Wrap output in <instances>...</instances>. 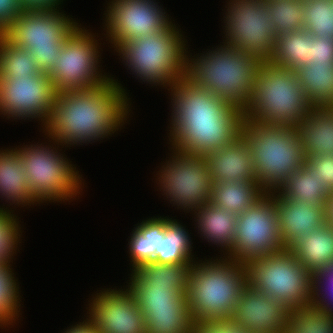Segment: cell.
Returning <instances> with one entry per match:
<instances>
[{
    "label": "cell",
    "mask_w": 333,
    "mask_h": 333,
    "mask_svg": "<svg viewBox=\"0 0 333 333\" xmlns=\"http://www.w3.org/2000/svg\"><path fill=\"white\" fill-rule=\"evenodd\" d=\"M223 257L191 265L187 302L195 325L231 320L248 285L247 266L225 253Z\"/></svg>",
    "instance_id": "obj_3"
},
{
    "label": "cell",
    "mask_w": 333,
    "mask_h": 333,
    "mask_svg": "<svg viewBox=\"0 0 333 333\" xmlns=\"http://www.w3.org/2000/svg\"><path fill=\"white\" fill-rule=\"evenodd\" d=\"M295 72L312 106H333V64L311 63Z\"/></svg>",
    "instance_id": "obj_29"
},
{
    "label": "cell",
    "mask_w": 333,
    "mask_h": 333,
    "mask_svg": "<svg viewBox=\"0 0 333 333\" xmlns=\"http://www.w3.org/2000/svg\"><path fill=\"white\" fill-rule=\"evenodd\" d=\"M265 193L257 182L213 183L209 203L238 216Z\"/></svg>",
    "instance_id": "obj_27"
},
{
    "label": "cell",
    "mask_w": 333,
    "mask_h": 333,
    "mask_svg": "<svg viewBox=\"0 0 333 333\" xmlns=\"http://www.w3.org/2000/svg\"><path fill=\"white\" fill-rule=\"evenodd\" d=\"M283 333H333V314L314 305L292 309Z\"/></svg>",
    "instance_id": "obj_33"
},
{
    "label": "cell",
    "mask_w": 333,
    "mask_h": 333,
    "mask_svg": "<svg viewBox=\"0 0 333 333\" xmlns=\"http://www.w3.org/2000/svg\"><path fill=\"white\" fill-rule=\"evenodd\" d=\"M10 263H0V327H8L20 315L19 285Z\"/></svg>",
    "instance_id": "obj_37"
},
{
    "label": "cell",
    "mask_w": 333,
    "mask_h": 333,
    "mask_svg": "<svg viewBox=\"0 0 333 333\" xmlns=\"http://www.w3.org/2000/svg\"><path fill=\"white\" fill-rule=\"evenodd\" d=\"M304 164L320 183L325 185L329 191H333V155L306 156Z\"/></svg>",
    "instance_id": "obj_41"
},
{
    "label": "cell",
    "mask_w": 333,
    "mask_h": 333,
    "mask_svg": "<svg viewBox=\"0 0 333 333\" xmlns=\"http://www.w3.org/2000/svg\"><path fill=\"white\" fill-rule=\"evenodd\" d=\"M57 93L44 72L27 77H0V114L8 119L38 118L43 124L50 115Z\"/></svg>",
    "instance_id": "obj_16"
},
{
    "label": "cell",
    "mask_w": 333,
    "mask_h": 333,
    "mask_svg": "<svg viewBox=\"0 0 333 333\" xmlns=\"http://www.w3.org/2000/svg\"><path fill=\"white\" fill-rule=\"evenodd\" d=\"M193 333H246L231 320L196 325Z\"/></svg>",
    "instance_id": "obj_44"
},
{
    "label": "cell",
    "mask_w": 333,
    "mask_h": 333,
    "mask_svg": "<svg viewBox=\"0 0 333 333\" xmlns=\"http://www.w3.org/2000/svg\"><path fill=\"white\" fill-rule=\"evenodd\" d=\"M41 145L31 144L17 148L31 194L39 204L44 201L46 203L76 199L73 197L79 196L83 184L79 171L63 154L58 153L55 147L52 148L53 145Z\"/></svg>",
    "instance_id": "obj_10"
},
{
    "label": "cell",
    "mask_w": 333,
    "mask_h": 333,
    "mask_svg": "<svg viewBox=\"0 0 333 333\" xmlns=\"http://www.w3.org/2000/svg\"><path fill=\"white\" fill-rule=\"evenodd\" d=\"M63 333H98L97 329L93 327L86 319L79 324L72 325Z\"/></svg>",
    "instance_id": "obj_47"
},
{
    "label": "cell",
    "mask_w": 333,
    "mask_h": 333,
    "mask_svg": "<svg viewBox=\"0 0 333 333\" xmlns=\"http://www.w3.org/2000/svg\"><path fill=\"white\" fill-rule=\"evenodd\" d=\"M145 322L146 333H193L196 326L188 305L183 310L150 312Z\"/></svg>",
    "instance_id": "obj_36"
},
{
    "label": "cell",
    "mask_w": 333,
    "mask_h": 333,
    "mask_svg": "<svg viewBox=\"0 0 333 333\" xmlns=\"http://www.w3.org/2000/svg\"><path fill=\"white\" fill-rule=\"evenodd\" d=\"M321 292H323V293H321ZM332 303H333V263L331 265L325 267L323 270H320L314 276L313 305L324 310L325 312H330L331 314H333V310H332L333 304Z\"/></svg>",
    "instance_id": "obj_40"
},
{
    "label": "cell",
    "mask_w": 333,
    "mask_h": 333,
    "mask_svg": "<svg viewBox=\"0 0 333 333\" xmlns=\"http://www.w3.org/2000/svg\"><path fill=\"white\" fill-rule=\"evenodd\" d=\"M96 294L86 320L98 333H146L145 317L127 287L125 291L109 288Z\"/></svg>",
    "instance_id": "obj_17"
},
{
    "label": "cell",
    "mask_w": 333,
    "mask_h": 333,
    "mask_svg": "<svg viewBox=\"0 0 333 333\" xmlns=\"http://www.w3.org/2000/svg\"><path fill=\"white\" fill-rule=\"evenodd\" d=\"M291 309L247 285L231 321L246 333H283Z\"/></svg>",
    "instance_id": "obj_18"
},
{
    "label": "cell",
    "mask_w": 333,
    "mask_h": 333,
    "mask_svg": "<svg viewBox=\"0 0 333 333\" xmlns=\"http://www.w3.org/2000/svg\"><path fill=\"white\" fill-rule=\"evenodd\" d=\"M23 9H57L63 0H19Z\"/></svg>",
    "instance_id": "obj_45"
},
{
    "label": "cell",
    "mask_w": 333,
    "mask_h": 333,
    "mask_svg": "<svg viewBox=\"0 0 333 333\" xmlns=\"http://www.w3.org/2000/svg\"><path fill=\"white\" fill-rule=\"evenodd\" d=\"M0 197L17 206H31L37 202L31 194L17 147L0 150Z\"/></svg>",
    "instance_id": "obj_22"
},
{
    "label": "cell",
    "mask_w": 333,
    "mask_h": 333,
    "mask_svg": "<svg viewBox=\"0 0 333 333\" xmlns=\"http://www.w3.org/2000/svg\"><path fill=\"white\" fill-rule=\"evenodd\" d=\"M296 129L306 156L333 155V106H313Z\"/></svg>",
    "instance_id": "obj_21"
},
{
    "label": "cell",
    "mask_w": 333,
    "mask_h": 333,
    "mask_svg": "<svg viewBox=\"0 0 333 333\" xmlns=\"http://www.w3.org/2000/svg\"><path fill=\"white\" fill-rule=\"evenodd\" d=\"M324 224L333 228V191H330L323 206Z\"/></svg>",
    "instance_id": "obj_46"
},
{
    "label": "cell",
    "mask_w": 333,
    "mask_h": 333,
    "mask_svg": "<svg viewBox=\"0 0 333 333\" xmlns=\"http://www.w3.org/2000/svg\"><path fill=\"white\" fill-rule=\"evenodd\" d=\"M333 64V37L311 35L309 64Z\"/></svg>",
    "instance_id": "obj_42"
},
{
    "label": "cell",
    "mask_w": 333,
    "mask_h": 333,
    "mask_svg": "<svg viewBox=\"0 0 333 333\" xmlns=\"http://www.w3.org/2000/svg\"><path fill=\"white\" fill-rule=\"evenodd\" d=\"M80 26L65 39L59 59L47 73L57 92L94 88L111 78L98 69L101 61L98 40Z\"/></svg>",
    "instance_id": "obj_11"
},
{
    "label": "cell",
    "mask_w": 333,
    "mask_h": 333,
    "mask_svg": "<svg viewBox=\"0 0 333 333\" xmlns=\"http://www.w3.org/2000/svg\"><path fill=\"white\" fill-rule=\"evenodd\" d=\"M241 135L250 147L255 180L266 193L277 190L305 163L306 155L296 127L243 120Z\"/></svg>",
    "instance_id": "obj_6"
},
{
    "label": "cell",
    "mask_w": 333,
    "mask_h": 333,
    "mask_svg": "<svg viewBox=\"0 0 333 333\" xmlns=\"http://www.w3.org/2000/svg\"><path fill=\"white\" fill-rule=\"evenodd\" d=\"M14 210L0 208V263H10L22 234ZM12 213V214H11Z\"/></svg>",
    "instance_id": "obj_39"
},
{
    "label": "cell",
    "mask_w": 333,
    "mask_h": 333,
    "mask_svg": "<svg viewBox=\"0 0 333 333\" xmlns=\"http://www.w3.org/2000/svg\"><path fill=\"white\" fill-rule=\"evenodd\" d=\"M204 157L214 183L256 182L250 147L242 135Z\"/></svg>",
    "instance_id": "obj_19"
},
{
    "label": "cell",
    "mask_w": 333,
    "mask_h": 333,
    "mask_svg": "<svg viewBox=\"0 0 333 333\" xmlns=\"http://www.w3.org/2000/svg\"><path fill=\"white\" fill-rule=\"evenodd\" d=\"M161 7L156 0H111L103 29L114 51L126 42L162 31L171 19Z\"/></svg>",
    "instance_id": "obj_15"
},
{
    "label": "cell",
    "mask_w": 333,
    "mask_h": 333,
    "mask_svg": "<svg viewBox=\"0 0 333 333\" xmlns=\"http://www.w3.org/2000/svg\"><path fill=\"white\" fill-rule=\"evenodd\" d=\"M303 29L314 37H333V0H304Z\"/></svg>",
    "instance_id": "obj_38"
},
{
    "label": "cell",
    "mask_w": 333,
    "mask_h": 333,
    "mask_svg": "<svg viewBox=\"0 0 333 333\" xmlns=\"http://www.w3.org/2000/svg\"><path fill=\"white\" fill-rule=\"evenodd\" d=\"M275 192L286 200L304 201L313 207H323L330 191L304 164L289 175Z\"/></svg>",
    "instance_id": "obj_28"
},
{
    "label": "cell",
    "mask_w": 333,
    "mask_h": 333,
    "mask_svg": "<svg viewBox=\"0 0 333 333\" xmlns=\"http://www.w3.org/2000/svg\"><path fill=\"white\" fill-rule=\"evenodd\" d=\"M227 6L223 20L226 38L222 43L252 53L262 61L270 60L277 35L268 0H229Z\"/></svg>",
    "instance_id": "obj_14"
},
{
    "label": "cell",
    "mask_w": 333,
    "mask_h": 333,
    "mask_svg": "<svg viewBox=\"0 0 333 333\" xmlns=\"http://www.w3.org/2000/svg\"><path fill=\"white\" fill-rule=\"evenodd\" d=\"M22 11L19 0H0V35L20 16Z\"/></svg>",
    "instance_id": "obj_43"
},
{
    "label": "cell",
    "mask_w": 333,
    "mask_h": 333,
    "mask_svg": "<svg viewBox=\"0 0 333 333\" xmlns=\"http://www.w3.org/2000/svg\"><path fill=\"white\" fill-rule=\"evenodd\" d=\"M304 0H268V11L276 35L303 29Z\"/></svg>",
    "instance_id": "obj_35"
},
{
    "label": "cell",
    "mask_w": 333,
    "mask_h": 333,
    "mask_svg": "<svg viewBox=\"0 0 333 333\" xmlns=\"http://www.w3.org/2000/svg\"><path fill=\"white\" fill-rule=\"evenodd\" d=\"M180 222L171 220L166 225V234L160 242L157 243L155 250L156 263H193L191 255L192 245L189 232L183 227Z\"/></svg>",
    "instance_id": "obj_31"
},
{
    "label": "cell",
    "mask_w": 333,
    "mask_h": 333,
    "mask_svg": "<svg viewBox=\"0 0 333 333\" xmlns=\"http://www.w3.org/2000/svg\"><path fill=\"white\" fill-rule=\"evenodd\" d=\"M310 43L311 34L304 29L277 35L270 61L293 71L301 66L309 65Z\"/></svg>",
    "instance_id": "obj_30"
},
{
    "label": "cell",
    "mask_w": 333,
    "mask_h": 333,
    "mask_svg": "<svg viewBox=\"0 0 333 333\" xmlns=\"http://www.w3.org/2000/svg\"><path fill=\"white\" fill-rule=\"evenodd\" d=\"M285 250L273 192L265 193L237 216L232 252L228 257L246 265L256 258Z\"/></svg>",
    "instance_id": "obj_12"
},
{
    "label": "cell",
    "mask_w": 333,
    "mask_h": 333,
    "mask_svg": "<svg viewBox=\"0 0 333 333\" xmlns=\"http://www.w3.org/2000/svg\"><path fill=\"white\" fill-rule=\"evenodd\" d=\"M172 152V157L156 174L160 191L177 208L193 213L211 199L214 181L208 162L203 155Z\"/></svg>",
    "instance_id": "obj_13"
},
{
    "label": "cell",
    "mask_w": 333,
    "mask_h": 333,
    "mask_svg": "<svg viewBox=\"0 0 333 333\" xmlns=\"http://www.w3.org/2000/svg\"><path fill=\"white\" fill-rule=\"evenodd\" d=\"M176 27L171 21L162 31L126 42L116 50L136 78L154 86L169 87L170 91L184 77L187 41Z\"/></svg>",
    "instance_id": "obj_7"
},
{
    "label": "cell",
    "mask_w": 333,
    "mask_h": 333,
    "mask_svg": "<svg viewBox=\"0 0 333 333\" xmlns=\"http://www.w3.org/2000/svg\"><path fill=\"white\" fill-rule=\"evenodd\" d=\"M171 150L206 155L241 135V109L184 77L171 87ZM173 97V98H172Z\"/></svg>",
    "instance_id": "obj_1"
},
{
    "label": "cell",
    "mask_w": 333,
    "mask_h": 333,
    "mask_svg": "<svg viewBox=\"0 0 333 333\" xmlns=\"http://www.w3.org/2000/svg\"><path fill=\"white\" fill-rule=\"evenodd\" d=\"M198 233L208 242L224 248L226 256L232 252L237 216L218 206L207 203L195 212ZM202 232V233H201Z\"/></svg>",
    "instance_id": "obj_24"
},
{
    "label": "cell",
    "mask_w": 333,
    "mask_h": 333,
    "mask_svg": "<svg viewBox=\"0 0 333 333\" xmlns=\"http://www.w3.org/2000/svg\"><path fill=\"white\" fill-rule=\"evenodd\" d=\"M248 285L291 310L313 305L314 275L286 249L246 264Z\"/></svg>",
    "instance_id": "obj_8"
},
{
    "label": "cell",
    "mask_w": 333,
    "mask_h": 333,
    "mask_svg": "<svg viewBox=\"0 0 333 333\" xmlns=\"http://www.w3.org/2000/svg\"><path fill=\"white\" fill-rule=\"evenodd\" d=\"M295 71L262 61L243 120L270 126L296 127L312 109Z\"/></svg>",
    "instance_id": "obj_5"
},
{
    "label": "cell",
    "mask_w": 333,
    "mask_h": 333,
    "mask_svg": "<svg viewBox=\"0 0 333 333\" xmlns=\"http://www.w3.org/2000/svg\"><path fill=\"white\" fill-rule=\"evenodd\" d=\"M209 51L196 59L185 50L184 78L243 110L262 60L226 44Z\"/></svg>",
    "instance_id": "obj_4"
},
{
    "label": "cell",
    "mask_w": 333,
    "mask_h": 333,
    "mask_svg": "<svg viewBox=\"0 0 333 333\" xmlns=\"http://www.w3.org/2000/svg\"><path fill=\"white\" fill-rule=\"evenodd\" d=\"M122 87L111 77L94 88L58 92L43 132L63 147L109 138L121 129L131 111L130 98Z\"/></svg>",
    "instance_id": "obj_2"
},
{
    "label": "cell",
    "mask_w": 333,
    "mask_h": 333,
    "mask_svg": "<svg viewBox=\"0 0 333 333\" xmlns=\"http://www.w3.org/2000/svg\"><path fill=\"white\" fill-rule=\"evenodd\" d=\"M289 250L315 276L333 263V228L324 224L300 237Z\"/></svg>",
    "instance_id": "obj_23"
},
{
    "label": "cell",
    "mask_w": 333,
    "mask_h": 333,
    "mask_svg": "<svg viewBox=\"0 0 333 333\" xmlns=\"http://www.w3.org/2000/svg\"><path fill=\"white\" fill-rule=\"evenodd\" d=\"M280 237L289 249L300 237L324 225L323 207H313L304 201L286 200L273 192Z\"/></svg>",
    "instance_id": "obj_20"
},
{
    "label": "cell",
    "mask_w": 333,
    "mask_h": 333,
    "mask_svg": "<svg viewBox=\"0 0 333 333\" xmlns=\"http://www.w3.org/2000/svg\"><path fill=\"white\" fill-rule=\"evenodd\" d=\"M40 72L29 50L9 43L0 35V77H27Z\"/></svg>",
    "instance_id": "obj_34"
},
{
    "label": "cell",
    "mask_w": 333,
    "mask_h": 333,
    "mask_svg": "<svg viewBox=\"0 0 333 333\" xmlns=\"http://www.w3.org/2000/svg\"><path fill=\"white\" fill-rule=\"evenodd\" d=\"M172 218L151 217L143 220L133 229L129 244V254L131 257V266L134 271L142 264L152 262L155 259V250L157 243L162 240L166 234V225Z\"/></svg>",
    "instance_id": "obj_26"
},
{
    "label": "cell",
    "mask_w": 333,
    "mask_h": 333,
    "mask_svg": "<svg viewBox=\"0 0 333 333\" xmlns=\"http://www.w3.org/2000/svg\"><path fill=\"white\" fill-rule=\"evenodd\" d=\"M192 263H156L142 264L132 271L146 286H171L177 291H188L189 274Z\"/></svg>",
    "instance_id": "obj_32"
},
{
    "label": "cell",
    "mask_w": 333,
    "mask_h": 333,
    "mask_svg": "<svg viewBox=\"0 0 333 333\" xmlns=\"http://www.w3.org/2000/svg\"><path fill=\"white\" fill-rule=\"evenodd\" d=\"M128 289L135 297L144 317L154 311L183 310L187 305V291H177L171 286H146L133 272Z\"/></svg>",
    "instance_id": "obj_25"
},
{
    "label": "cell",
    "mask_w": 333,
    "mask_h": 333,
    "mask_svg": "<svg viewBox=\"0 0 333 333\" xmlns=\"http://www.w3.org/2000/svg\"><path fill=\"white\" fill-rule=\"evenodd\" d=\"M65 15L59 9H23L2 36L29 50L40 71L48 73L59 59L65 39L79 26Z\"/></svg>",
    "instance_id": "obj_9"
}]
</instances>
